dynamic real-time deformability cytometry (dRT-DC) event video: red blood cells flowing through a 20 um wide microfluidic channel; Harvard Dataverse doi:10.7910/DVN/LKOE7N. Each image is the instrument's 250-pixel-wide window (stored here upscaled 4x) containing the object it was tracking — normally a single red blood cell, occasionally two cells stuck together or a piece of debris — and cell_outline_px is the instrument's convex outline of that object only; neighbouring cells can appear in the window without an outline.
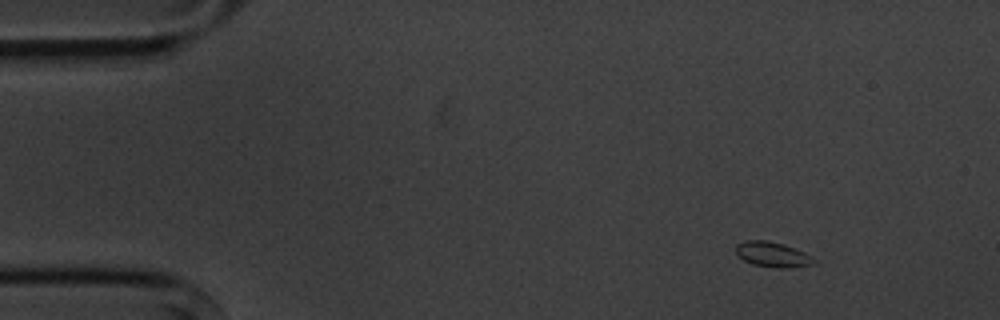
{"species": "common noctule bat (a hibernating species)", "species_latin": "Nyctalus noctula", "temperature_condition": "cold", "stored_images_in_passage": 4, "camera_frame_rate_fps": 3000, "um_per_image_px": 0.085, "animal": {"sex": "male", "body_mass_g": 20.1, "forearm_length_mm": 53.5}, "frame": {"image": 1, "passage_image": 1, "time_ms": 0.0, "image_size_px": [1000, 320], "cell_outline_px": [[816, 264], [788, 268], [776, 268], [752, 264], [744, 260], [736, 252], [736, 244], [744, 240], [764, 240], [784, 244], [804, 252], [812, 256], [816, 260]], "centroid_in_image_um": [65.69, 21.63], "position_along_channel_um": 19.3, "area_um2": 11.5}}
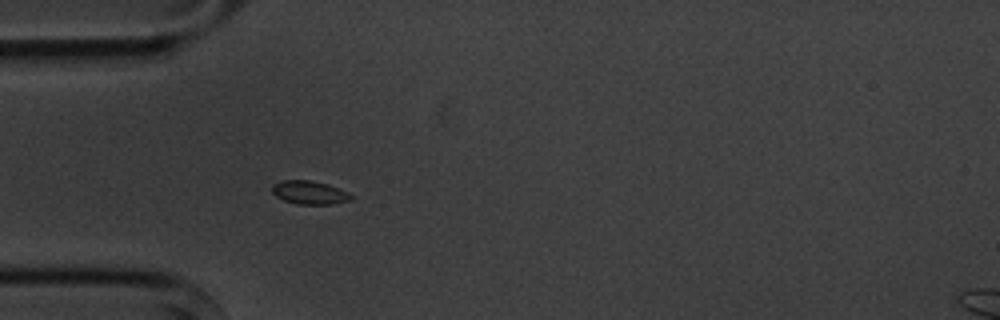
{"frame": {"image": 2, "passage_image": 4, "time_ms": 3.333, "image_size_px": [1000, 320], "cell_outline_px": [[356, 196], [352, 200], [332, 204], [296, 204], [284, 200], [276, 196], [272, 192], [272, 184], [284, 180], [308, 180], [328, 184], [348, 192]], "centroid_in_image_um": [26.35, 16.37], "position_along_channel_um": 58.7, "area_um2": 10.87}}